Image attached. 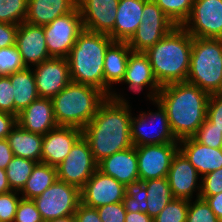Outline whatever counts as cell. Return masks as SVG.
<instances>
[{
    "mask_svg": "<svg viewBox=\"0 0 222 222\" xmlns=\"http://www.w3.org/2000/svg\"><path fill=\"white\" fill-rule=\"evenodd\" d=\"M99 106L92 120L82 129L97 163L133 145L130 121L133 114L128 100L118 92Z\"/></svg>",
    "mask_w": 222,
    "mask_h": 222,
    "instance_id": "cell-1",
    "label": "cell"
},
{
    "mask_svg": "<svg viewBox=\"0 0 222 222\" xmlns=\"http://www.w3.org/2000/svg\"><path fill=\"white\" fill-rule=\"evenodd\" d=\"M209 96L187 81L161 86L155 100L166 110L172 133L178 141L192 137L203 124Z\"/></svg>",
    "mask_w": 222,
    "mask_h": 222,
    "instance_id": "cell-2",
    "label": "cell"
},
{
    "mask_svg": "<svg viewBox=\"0 0 222 222\" xmlns=\"http://www.w3.org/2000/svg\"><path fill=\"white\" fill-rule=\"evenodd\" d=\"M192 43L193 37L182 26H176L144 52L160 86L187 80Z\"/></svg>",
    "mask_w": 222,
    "mask_h": 222,
    "instance_id": "cell-3",
    "label": "cell"
},
{
    "mask_svg": "<svg viewBox=\"0 0 222 222\" xmlns=\"http://www.w3.org/2000/svg\"><path fill=\"white\" fill-rule=\"evenodd\" d=\"M113 41L108 34L84 29L67 57L71 81L104 92V59L106 49Z\"/></svg>",
    "mask_w": 222,
    "mask_h": 222,
    "instance_id": "cell-4",
    "label": "cell"
},
{
    "mask_svg": "<svg viewBox=\"0 0 222 222\" xmlns=\"http://www.w3.org/2000/svg\"><path fill=\"white\" fill-rule=\"evenodd\" d=\"M100 89L70 82L52 98L54 116L58 126L83 129L107 99Z\"/></svg>",
    "mask_w": 222,
    "mask_h": 222,
    "instance_id": "cell-5",
    "label": "cell"
},
{
    "mask_svg": "<svg viewBox=\"0 0 222 222\" xmlns=\"http://www.w3.org/2000/svg\"><path fill=\"white\" fill-rule=\"evenodd\" d=\"M187 82L209 95L222 91V39L193 37Z\"/></svg>",
    "mask_w": 222,
    "mask_h": 222,
    "instance_id": "cell-6",
    "label": "cell"
},
{
    "mask_svg": "<svg viewBox=\"0 0 222 222\" xmlns=\"http://www.w3.org/2000/svg\"><path fill=\"white\" fill-rule=\"evenodd\" d=\"M152 102L156 105L157 111H140L137 117H131L130 133L133 145L178 143L172 133L166 110L155 99ZM148 127H150V130L146 129Z\"/></svg>",
    "mask_w": 222,
    "mask_h": 222,
    "instance_id": "cell-7",
    "label": "cell"
},
{
    "mask_svg": "<svg viewBox=\"0 0 222 222\" xmlns=\"http://www.w3.org/2000/svg\"><path fill=\"white\" fill-rule=\"evenodd\" d=\"M33 201L44 222L74 215L81 203L80 189L58 179Z\"/></svg>",
    "mask_w": 222,
    "mask_h": 222,
    "instance_id": "cell-8",
    "label": "cell"
},
{
    "mask_svg": "<svg viewBox=\"0 0 222 222\" xmlns=\"http://www.w3.org/2000/svg\"><path fill=\"white\" fill-rule=\"evenodd\" d=\"M175 27L153 0H147L142 22L127 43L132 52H146Z\"/></svg>",
    "mask_w": 222,
    "mask_h": 222,
    "instance_id": "cell-9",
    "label": "cell"
},
{
    "mask_svg": "<svg viewBox=\"0 0 222 222\" xmlns=\"http://www.w3.org/2000/svg\"><path fill=\"white\" fill-rule=\"evenodd\" d=\"M48 53L53 58H67L79 34L84 30L78 7L43 25Z\"/></svg>",
    "mask_w": 222,
    "mask_h": 222,
    "instance_id": "cell-10",
    "label": "cell"
},
{
    "mask_svg": "<svg viewBox=\"0 0 222 222\" xmlns=\"http://www.w3.org/2000/svg\"><path fill=\"white\" fill-rule=\"evenodd\" d=\"M57 179L81 189L98 169L89 143L83 135L72 146L66 158L56 167Z\"/></svg>",
    "mask_w": 222,
    "mask_h": 222,
    "instance_id": "cell-11",
    "label": "cell"
},
{
    "mask_svg": "<svg viewBox=\"0 0 222 222\" xmlns=\"http://www.w3.org/2000/svg\"><path fill=\"white\" fill-rule=\"evenodd\" d=\"M182 27L195 38L222 39V0H195Z\"/></svg>",
    "mask_w": 222,
    "mask_h": 222,
    "instance_id": "cell-12",
    "label": "cell"
},
{
    "mask_svg": "<svg viewBox=\"0 0 222 222\" xmlns=\"http://www.w3.org/2000/svg\"><path fill=\"white\" fill-rule=\"evenodd\" d=\"M177 151L178 143L136 146L139 180L167 177Z\"/></svg>",
    "mask_w": 222,
    "mask_h": 222,
    "instance_id": "cell-13",
    "label": "cell"
},
{
    "mask_svg": "<svg viewBox=\"0 0 222 222\" xmlns=\"http://www.w3.org/2000/svg\"><path fill=\"white\" fill-rule=\"evenodd\" d=\"M81 203L91 208L123 202L125 186L97 169L80 189Z\"/></svg>",
    "mask_w": 222,
    "mask_h": 222,
    "instance_id": "cell-14",
    "label": "cell"
},
{
    "mask_svg": "<svg viewBox=\"0 0 222 222\" xmlns=\"http://www.w3.org/2000/svg\"><path fill=\"white\" fill-rule=\"evenodd\" d=\"M39 98L52 99L70 82L67 58H50L32 68Z\"/></svg>",
    "mask_w": 222,
    "mask_h": 222,
    "instance_id": "cell-15",
    "label": "cell"
},
{
    "mask_svg": "<svg viewBox=\"0 0 222 222\" xmlns=\"http://www.w3.org/2000/svg\"><path fill=\"white\" fill-rule=\"evenodd\" d=\"M119 0H77L84 29L108 34L114 40Z\"/></svg>",
    "mask_w": 222,
    "mask_h": 222,
    "instance_id": "cell-16",
    "label": "cell"
},
{
    "mask_svg": "<svg viewBox=\"0 0 222 222\" xmlns=\"http://www.w3.org/2000/svg\"><path fill=\"white\" fill-rule=\"evenodd\" d=\"M199 176L195 167L178 150L172 158L167 176L173 198L190 201L194 199L193 194L197 191L196 198H200L201 180L198 182V179L202 177Z\"/></svg>",
    "mask_w": 222,
    "mask_h": 222,
    "instance_id": "cell-17",
    "label": "cell"
},
{
    "mask_svg": "<svg viewBox=\"0 0 222 222\" xmlns=\"http://www.w3.org/2000/svg\"><path fill=\"white\" fill-rule=\"evenodd\" d=\"M15 45L27 68L52 58L48 53L43 26L21 23L17 29Z\"/></svg>",
    "mask_w": 222,
    "mask_h": 222,
    "instance_id": "cell-18",
    "label": "cell"
},
{
    "mask_svg": "<svg viewBox=\"0 0 222 222\" xmlns=\"http://www.w3.org/2000/svg\"><path fill=\"white\" fill-rule=\"evenodd\" d=\"M127 84V88L136 94L146 87L149 101L156 99L161 89L156 80L148 56L144 52H131L127 62L125 75L120 84Z\"/></svg>",
    "mask_w": 222,
    "mask_h": 222,
    "instance_id": "cell-19",
    "label": "cell"
},
{
    "mask_svg": "<svg viewBox=\"0 0 222 222\" xmlns=\"http://www.w3.org/2000/svg\"><path fill=\"white\" fill-rule=\"evenodd\" d=\"M81 136L82 130L75 127L58 126L49 131L42 139L41 162L57 167Z\"/></svg>",
    "mask_w": 222,
    "mask_h": 222,
    "instance_id": "cell-20",
    "label": "cell"
},
{
    "mask_svg": "<svg viewBox=\"0 0 222 222\" xmlns=\"http://www.w3.org/2000/svg\"><path fill=\"white\" fill-rule=\"evenodd\" d=\"M17 124L24 130L44 136L58 127L52 99L38 98L17 116Z\"/></svg>",
    "mask_w": 222,
    "mask_h": 222,
    "instance_id": "cell-21",
    "label": "cell"
},
{
    "mask_svg": "<svg viewBox=\"0 0 222 222\" xmlns=\"http://www.w3.org/2000/svg\"><path fill=\"white\" fill-rule=\"evenodd\" d=\"M178 150L201 177L222 168V148H211L189 137L178 141Z\"/></svg>",
    "mask_w": 222,
    "mask_h": 222,
    "instance_id": "cell-22",
    "label": "cell"
},
{
    "mask_svg": "<svg viewBox=\"0 0 222 222\" xmlns=\"http://www.w3.org/2000/svg\"><path fill=\"white\" fill-rule=\"evenodd\" d=\"M98 169L124 186L139 180L136 146L114 153L98 163Z\"/></svg>",
    "mask_w": 222,
    "mask_h": 222,
    "instance_id": "cell-23",
    "label": "cell"
},
{
    "mask_svg": "<svg viewBox=\"0 0 222 222\" xmlns=\"http://www.w3.org/2000/svg\"><path fill=\"white\" fill-rule=\"evenodd\" d=\"M132 50L127 42L113 41L106 49L104 59V93L110 97L113 85L124 78L129 55Z\"/></svg>",
    "mask_w": 222,
    "mask_h": 222,
    "instance_id": "cell-24",
    "label": "cell"
},
{
    "mask_svg": "<svg viewBox=\"0 0 222 222\" xmlns=\"http://www.w3.org/2000/svg\"><path fill=\"white\" fill-rule=\"evenodd\" d=\"M147 0H119L114 24V41L128 42L142 22Z\"/></svg>",
    "mask_w": 222,
    "mask_h": 222,
    "instance_id": "cell-25",
    "label": "cell"
},
{
    "mask_svg": "<svg viewBox=\"0 0 222 222\" xmlns=\"http://www.w3.org/2000/svg\"><path fill=\"white\" fill-rule=\"evenodd\" d=\"M77 0H28L25 22L43 26L72 12Z\"/></svg>",
    "mask_w": 222,
    "mask_h": 222,
    "instance_id": "cell-26",
    "label": "cell"
},
{
    "mask_svg": "<svg viewBox=\"0 0 222 222\" xmlns=\"http://www.w3.org/2000/svg\"><path fill=\"white\" fill-rule=\"evenodd\" d=\"M43 136L22 129L18 124L11 130L7 140L14 156L41 162Z\"/></svg>",
    "mask_w": 222,
    "mask_h": 222,
    "instance_id": "cell-27",
    "label": "cell"
},
{
    "mask_svg": "<svg viewBox=\"0 0 222 222\" xmlns=\"http://www.w3.org/2000/svg\"><path fill=\"white\" fill-rule=\"evenodd\" d=\"M14 92V115L28 107L39 98L36 89V80L32 68H25L8 75Z\"/></svg>",
    "mask_w": 222,
    "mask_h": 222,
    "instance_id": "cell-28",
    "label": "cell"
},
{
    "mask_svg": "<svg viewBox=\"0 0 222 222\" xmlns=\"http://www.w3.org/2000/svg\"><path fill=\"white\" fill-rule=\"evenodd\" d=\"M57 180L56 167L46 163H36L25 186L19 192L24 199H34L41 195L48 187Z\"/></svg>",
    "mask_w": 222,
    "mask_h": 222,
    "instance_id": "cell-29",
    "label": "cell"
},
{
    "mask_svg": "<svg viewBox=\"0 0 222 222\" xmlns=\"http://www.w3.org/2000/svg\"><path fill=\"white\" fill-rule=\"evenodd\" d=\"M147 190L146 213L154 218L173 199L168 178L149 179L144 181Z\"/></svg>",
    "mask_w": 222,
    "mask_h": 222,
    "instance_id": "cell-30",
    "label": "cell"
},
{
    "mask_svg": "<svg viewBox=\"0 0 222 222\" xmlns=\"http://www.w3.org/2000/svg\"><path fill=\"white\" fill-rule=\"evenodd\" d=\"M36 163L30 159L13 156L5 169L11 190L20 192L23 189Z\"/></svg>",
    "mask_w": 222,
    "mask_h": 222,
    "instance_id": "cell-31",
    "label": "cell"
},
{
    "mask_svg": "<svg viewBox=\"0 0 222 222\" xmlns=\"http://www.w3.org/2000/svg\"><path fill=\"white\" fill-rule=\"evenodd\" d=\"M176 26H182L190 15L195 0H153Z\"/></svg>",
    "mask_w": 222,
    "mask_h": 222,
    "instance_id": "cell-32",
    "label": "cell"
},
{
    "mask_svg": "<svg viewBox=\"0 0 222 222\" xmlns=\"http://www.w3.org/2000/svg\"><path fill=\"white\" fill-rule=\"evenodd\" d=\"M147 190L143 180H137L125 186L123 204L126 212L147 211Z\"/></svg>",
    "mask_w": 222,
    "mask_h": 222,
    "instance_id": "cell-33",
    "label": "cell"
},
{
    "mask_svg": "<svg viewBox=\"0 0 222 222\" xmlns=\"http://www.w3.org/2000/svg\"><path fill=\"white\" fill-rule=\"evenodd\" d=\"M28 0H0V22L20 25L27 17Z\"/></svg>",
    "mask_w": 222,
    "mask_h": 222,
    "instance_id": "cell-34",
    "label": "cell"
},
{
    "mask_svg": "<svg viewBox=\"0 0 222 222\" xmlns=\"http://www.w3.org/2000/svg\"><path fill=\"white\" fill-rule=\"evenodd\" d=\"M189 200L173 198L153 222H186Z\"/></svg>",
    "mask_w": 222,
    "mask_h": 222,
    "instance_id": "cell-35",
    "label": "cell"
},
{
    "mask_svg": "<svg viewBox=\"0 0 222 222\" xmlns=\"http://www.w3.org/2000/svg\"><path fill=\"white\" fill-rule=\"evenodd\" d=\"M25 68L16 45L0 49V76H8Z\"/></svg>",
    "mask_w": 222,
    "mask_h": 222,
    "instance_id": "cell-36",
    "label": "cell"
},
{
    "mask_svg": "<svg viewBox=\"0 0 222 222\" xmlns=\"http://www.w3.org/2000/svg\"><path fill=\"white\" fill-rule=\"evenodd\" d=\"M186 222H221L205 199L196 198L189 201Z\"/></svg>",
    "mask_w": 222,
    "mask_h": 222,
    "instance_id": "cell-37",
    "label": "cell"
},
{
    "mask_svg": "<svg viewBox=\"0 0 222 222\" xmlns=\"http://www.w3.org/2000/svg\"><path fill=\"white\" fill-rule=\"evenodd\" d=\"M192 138L201 144L207 145L208 147L222 148V131L215 128L214 124L207 118Z\"/></svg>",
    "mask_w": 222,
    "mask_h": 222,
    "instance_id": "cell-38",
    "label": "cell"
},
{
    "mask_svg": "<svg viewBox=\"0 0 222 222\" xmlns=\"http://www.w3.org/2000/svg\"><path fill=\"white\" fill-rule=\"evenodd\" d=\"M21 198L19 192L14 190L0 194V222H14Z\"/></svg>",
    "mask_w": 222,
    "mask_h": 222,
    "instance_id": "cell-39",
    "label": "cell"
},
{
    "mask_svg": "<svg viewBox=\"0 0 222 222\" xmlns=\"http://www.w3.org/2000/svg\"><path fill=\"white\" fill-rule=\"evenodd\" d=\"M222 192V168L204 175L201 179L200 198L217 195Z\"/></svg>",
    "mask_w": 222,
    "mask_h": 222,
    "instance_id": "cell-40",
    "label": "cell"
},
{
    "mask_svg": "<svg viewBox=\"0 0 222 222\" xmlns=\"http://www.w3.org/2000/svg\"><path fill=\"white\" fill-rule=\"evenodd\" d=\"M14 222H44L32 199L21 198L17 206Z\"/></svg>",
    "mask_w": 222,
    "mask_h": 222,
    "instance_id": "cell-41",
    "label": "cell"
},
{
    "mask_svg": "<svg viewBox=\"0 0 222 222\" xmlns=\"http://www.w3.org/2000/svg\"><path fill=\"white\" fill-rule=\"evenodd\" d=\"M0 112L14 115V92L9 76H0Z\"/></svg>",
    "mask_w": 222,
    "mask_h": 222,
    "instance_id": "cell-42",
    "label": "cell"
},
{
    "mask_svg": "<svg viewBox=\"0 0 222 222\" xmlns=\"http://www.w3.org/2000/svg\"><path fill=\"white\" fill-rule=\"evenodd\" d=\"M102 222H125L126 210L123 202L96 208Z\"/></svg>",
    "mask_w": 222,
    "mask_h": 222,
    "instance_id": "cell-43",
    "label": "cell"
},
{
    "mask_svg": "<svg viewBox=\"0 0 222 222\" xmlns=\"http://www.w3.org/2000/svg\"><path fill=\"white\" fill-rule=\"evenodd\" d=\"M206 118L214 124L215 128L222 131V96L220 94L209 96Z\"/></svg>",
    "mask_w": 222,
    "mask_h": 222,
    "instance_id": "cell-44",
    "label": "cell"
},
{
    "mask_svg": "<svg viewBox=\"0 0 222 222\" xmlns=\"http://www.w3.org/2000/svg\"><path fill=\"white\" fill-rule=\"evenodd\" d=\"M18 26L0 22V49L15 45Z\"/></svg>",
    "mask_w": 222,
    "mask_h": 222,
    "instance_id": "cell-45",
    "label": "cell"
},
{
    "mask_svg": "<svg viewBox=\"0 0 222 222\" xmlns=\"http://www.w3.org/2000/svg\"><path fill=\"white\" fill-rule=\"evenodd\" d=\"M76 222H102L96 208H91L83 203L78 205L74 214Z\"/></svg>",
    "mask_w": 222,
    "mask_h": 222,
    "instance_id": "cell-46",
    "label": "cell"
},
{
    "mask_svg": "<svg viewBox=\"0 0 222 222\" xmlns=\"http://www.w3.org/2000/svg\"><path fill=\"white\" fill-rule=\"evenodd\" d=\"M17 124V116L0 112V139L7 138Z\"/></svg>",
    "mask_w": 222,
    "mask_h": 222,
    "instance_id": "cell-47",
    "label": "cell"
},
{
    "mask_svg": "<svg viewBox=\"0 0 222 222\" xmlns=\"http://www.w3.org/2000/svg\"><path fill=\"white\" fill-rule=\"evenodd\" d=\"M13 156L14 155L7 138L0 139V168L5 170Z\"/></svg>",
    "mask_w": 222,
    "mask_h": 222,
    "instance_id": "cell-48",
    "label": "cell"
},
{
    "mask_svg": "<svg viewBox=\"0 0 222 222\" xmlns=\"http://www.w3.org/2000/svg\"><path fill=\"white\" fill-rule=\"evenodd\" d=\"M205 200L217 218L222 222V192L217 195L208 196Z\"/></svg>",
    "mask_w": 222,
    "mask_h": 222,
    "instance_id": "cell-49",
    "label": "cell"
},
{
    "mask_svg": "<svg viewBox=\"0 0 222 222\" xmlns=\"http://www.w3.org/2000/svg\"><path fill=\"white\" fill-rule=\"evenodd\" d=\"M125 222H153V218L144 212H126Z\"/></svg>",
    "mask_w": 222,
    "mask_h": 222,
    "instance_id": "cell-50",
    "label": "cell"
},
{
    "mask_svg": "<svg viewBox=\"0 0 222 222\" xmlns=\"http://www.w3.org/2000/svg\"><path fill=\"white\" fill-rule=\"evenodd\" d=\"M11 191V188L7 181L6 171L0 168V194Z\"/></svg>",
    "mask_w": 222,
    "mask_h": 222,
    "instance_id": "cell-51",
    "label": "cell"
},
{
    "mask_svg": "<svg viewBox=\"0 0 222 222\" xmlns=\"http://www.w3.org/2000/svg\"><path fill=\"white\" fill-rule=\"evenodd\" d=\"M46 222H76L74 215H68L65 217H60V218H56V219H51L49 221Z\"/></svg>",
    "mask_w": 222,
    "mask_h": 222,
    "instance_id": "cell-52",
    "label": "cell"
}]
</instances>
